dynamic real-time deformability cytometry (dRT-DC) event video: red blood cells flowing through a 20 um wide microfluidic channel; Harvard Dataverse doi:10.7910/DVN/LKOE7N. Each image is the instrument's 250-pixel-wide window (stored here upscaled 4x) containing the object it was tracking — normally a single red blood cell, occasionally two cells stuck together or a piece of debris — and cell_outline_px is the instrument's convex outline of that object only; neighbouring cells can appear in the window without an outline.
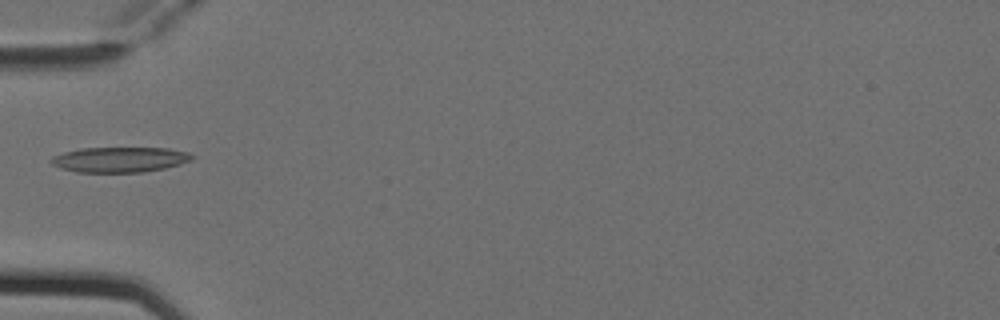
{"species": "Egyptian fruit bat (a non-hibernating species)", "species_latin": "Rousettus aegyptiacus", "temperature_condition": "cold", "stored_images_in_passage": 5, "camera_frame_rate_fps": 3000, "um_per_image_px": 0.085, "animal": {"sex": "female"}, "frame": {"image": 1, "passage_image": 5, "time_ms": 1.333, "image_size_px": [1000, 320], "cell_outline_px": [[196, 156], [192, 160], [180, 164], [164, 168], [144, 172], [76, 172], [60, 168], [52, 164], [48, 160], [52, 156], [64, 152], [80, 148], [168, 148], [188, 152]], "centroid_in_image_um": [10.17, 13.56], "position_along_channel_um": 74.8, "area_um2": 20.87}}